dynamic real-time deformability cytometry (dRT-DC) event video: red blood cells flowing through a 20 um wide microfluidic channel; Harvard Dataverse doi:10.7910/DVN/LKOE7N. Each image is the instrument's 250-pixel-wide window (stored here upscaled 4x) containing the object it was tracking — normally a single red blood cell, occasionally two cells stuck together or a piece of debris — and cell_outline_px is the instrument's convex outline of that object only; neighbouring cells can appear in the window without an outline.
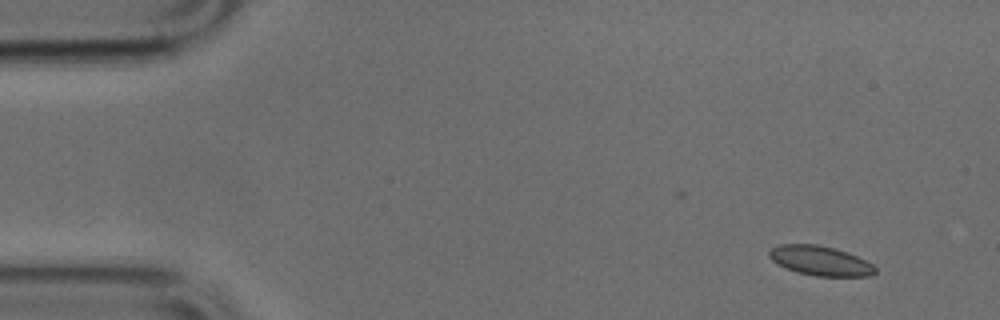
{"species": "common noctule bat (a hibernating species)", "species_latin": "Nyctalus noctula", "temperature_condition": "cold", "stored_images_in_passage": 36, "camera_frame_rate_fps": 3000, "um_per_image_px": 0.085, "animal": {"sex": "male", "body_mass_g": 17.9, "forearm_length_mm": 54.2}, "frame": {"image": 1, "passage_image": 1, "time_ms": 0.0, "image_size_px": [1000, 320], "cell_outline_px": [[876, 272], [868, 276], [816, 276], [796, 272], [784, 268], [776, 264], [768, 256], [768, 252], [772, 248], [780, 244], [816, 244], [836, 248], [848, 252], [872, 264], [876, 268]], "centroid_in_image_um": [69.68, 22.16], "position_along_channel_um": 15.3, "area_um2": 18.38}}
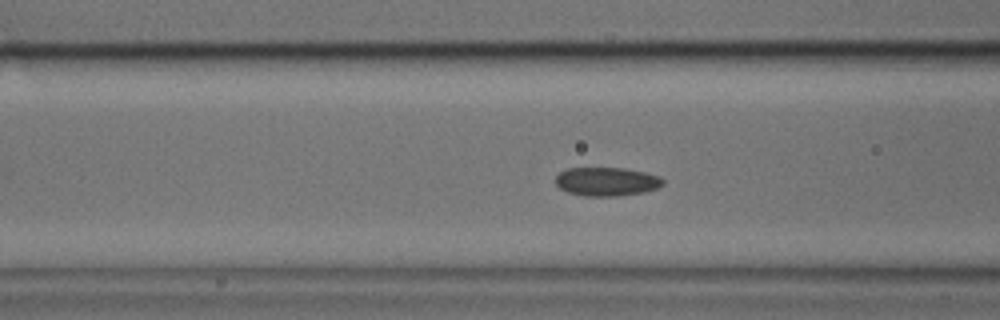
{"frame": {"image": 2, "passage_image": 16, "time_ms": 5.0, "image_size_px": [1000, 320], "cell_outline_px": [[664, 184], [656, 188], [644, 192], [616, 196], [584, 196], [568, 192], [560, 188], [556, 184], [556, 176], [560, 172], [568, 168], [624, 168], [644, 172], [660, 176], [664, 180]], "centroid_in_image_um": [51.57, 15.43], "position_along_channel_um": 115.0, "area_um2": 17.92}}
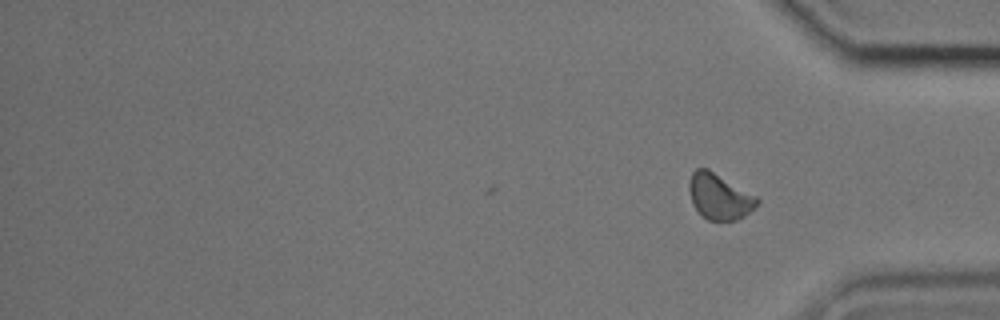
{"frame": {"image": 3, "passage_image": 36, "time_ms": 11.667, "image_size_px": [1000, 320], "cell_outline_px": [[760, 204], [744, 216], [736, 220], [708, 220], [692, 204], [688, 188], [688, 180], [692, 172], [696, 168], [708, 168], [756, 196], [760, 200]], "centroid_in_image_um": [61.14, 16.69], "position_along_channel_um": 374.1, "area_um2": 18.15}}